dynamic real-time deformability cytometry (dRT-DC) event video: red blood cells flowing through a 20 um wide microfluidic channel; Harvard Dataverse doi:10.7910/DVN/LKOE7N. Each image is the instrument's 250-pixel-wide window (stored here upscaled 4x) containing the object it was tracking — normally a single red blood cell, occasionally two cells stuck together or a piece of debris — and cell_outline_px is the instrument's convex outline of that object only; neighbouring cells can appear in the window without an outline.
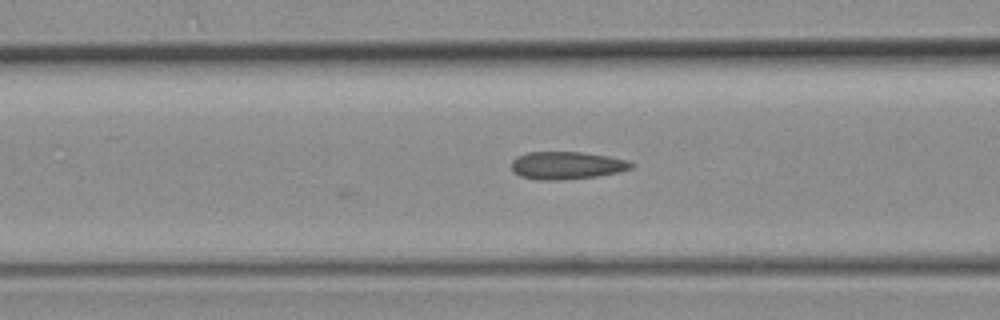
{"species": "common noctule bat (a hibernating species)", "species_latin": "Nyctalus noctula", "temperature_condition": "room temperature", "stored_images_in_passage": 5, "camera_frame_rate_fps": 3000, "um_per_image_px": 0.085, "animal": {"sex": "female", "body_mass_g": 19.3, "forearm_length_mm": 54.1}, "frame": {"image": 1, "passage_image": 5, "time_ms": 1.333, "image_size_px": [1000, 320], "cell_outline_px": [[636, 164], [632, 168], [620, 172], [596, 176], [556, 180], [540, 180], [520, 176], [512, 168], [512, 160], [516, 156], [528, 152], [584, 152], [608, 156], [628, 160]], "centroid_in_image_um": [48.21, 14.05], "position_along_channel_um": 118.4, "area_um2": 19.31}}